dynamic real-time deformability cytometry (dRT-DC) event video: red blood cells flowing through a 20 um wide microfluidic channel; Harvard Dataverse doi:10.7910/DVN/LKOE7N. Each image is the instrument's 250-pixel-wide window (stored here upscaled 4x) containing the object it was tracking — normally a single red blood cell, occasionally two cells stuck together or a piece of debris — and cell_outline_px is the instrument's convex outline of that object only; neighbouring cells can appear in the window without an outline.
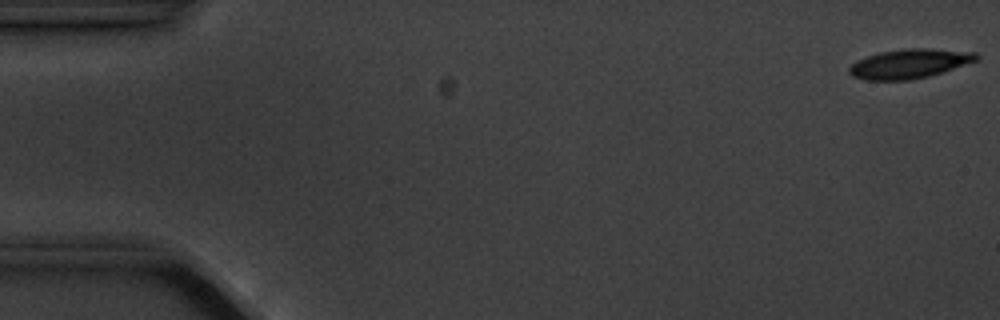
{"species": "common noctule bat (a hibernating species)", "species_latin": "Nyctalus noctula", "temperature_condition": "cold", "stored_images_in_passage": 6, "camera_frame_rate_fps": 3000, "um_per_image_px": 0.085, "animal": {"sex": "male", "body_mass_g": 20.1, "forearm_length_mm": 53.5}, "frame": {"image": 1, "passage_image": 1, "time_ms": 0.0, "image_size_px": [1000, 320], "cell_outline_px": [[980, 56], [976, 60], [928, 76], [908, 80], [864, 80], [852, 76], [848, 72], [848, 68], [856, 60], [880, 52], [908, 48], [924, 48], [976, 52]], "centroid_in_image_um": [77.24, 5.41], "position_along_channel_um": 7.8, "area_um2": 21.44}}